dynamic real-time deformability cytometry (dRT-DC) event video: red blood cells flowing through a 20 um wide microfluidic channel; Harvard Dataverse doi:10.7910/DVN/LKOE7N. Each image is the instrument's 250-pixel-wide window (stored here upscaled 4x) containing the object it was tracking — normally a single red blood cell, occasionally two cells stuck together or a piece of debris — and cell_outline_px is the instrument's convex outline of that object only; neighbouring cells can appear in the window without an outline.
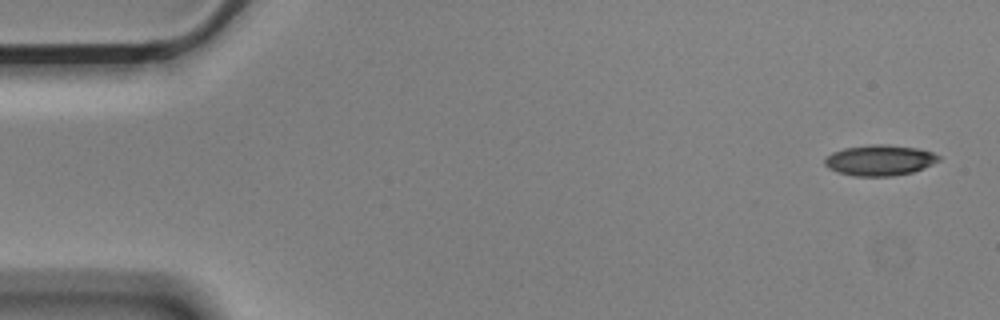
{"species": "Egyptian fruit bat (a non-hibernating species)", "species_latin": "Rousettus aegyptiacus", "temperature_condition": "cold", "stored_images_in_passage": 6, "camera_frame_rate_fps": 3000, "um_per_image_px": 0.085, "animal": {"sex": "male"}, "frame": {"image": 1, "passage_image": 1, "time_ms": 0.0, "image_size_px": [1000, 320], "cell_outline_px": [[940, 160], [932, 164], [912, 172], [892, 176], [852, 176], [836, 172], [828, 168], [824, 164], [824, 160], [832, 152], [844, 148], [872, 144], [888, 144], [920, 148], [932, 152], [940, 156]], "centroid_in_image_um": [74.76, 13.61], "position_along_channel_um": 10.2, "area_um2": 20.52}}
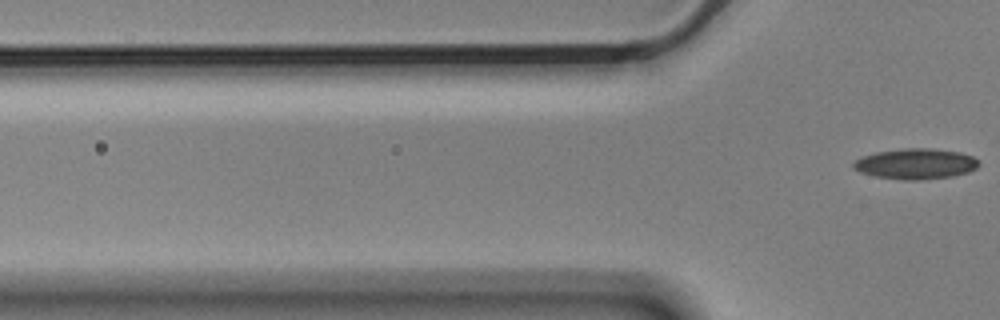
{"frame": {"image": 2, "passage_image": 6, "time_ms": 1.667, "image_size_px": [1000, 320], "cell_outline_px": [[980, 164], [976, 168], [968, 172], [952, 176], [916, 180], [904, 180], [876, 176], [860, 172], [852, 168], [852, 164], [856, 160], [864, 156], [876, 152], [904, 148], [928, 148], [960, 152], [972, 156], [980, 160]], "centroid_in_image_um": [77.85, 13.92], "position_along_channel_um": 47.9, "area_um2": 22.25}}